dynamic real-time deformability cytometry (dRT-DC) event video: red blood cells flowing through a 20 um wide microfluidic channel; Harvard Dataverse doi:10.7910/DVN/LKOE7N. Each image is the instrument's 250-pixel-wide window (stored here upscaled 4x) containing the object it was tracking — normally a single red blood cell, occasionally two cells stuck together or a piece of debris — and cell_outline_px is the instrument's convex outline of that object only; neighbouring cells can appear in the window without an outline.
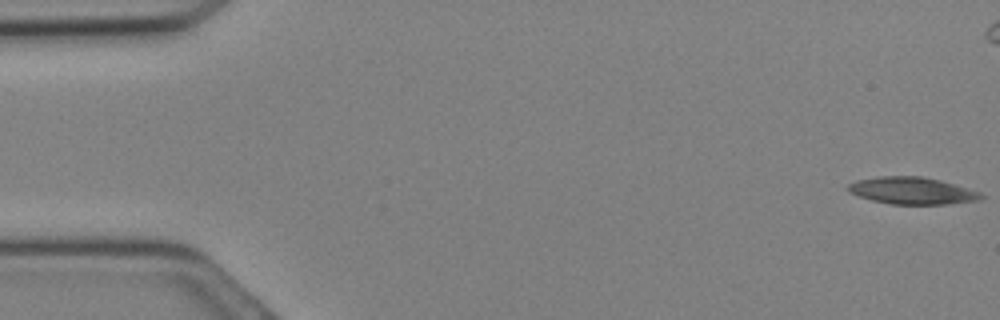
{"species": "Egyptian fruit bat (a non-hibernating species)", "species_latin": "Rousettus aegyptiacus", "temperature_condition": "cold", "stored_images_in_passage": 7, "camera_frame_rate_fps": 3000, "um_per_image_px": 0.085, "animal": {"sex": "female"}, "frame": {"image": 1, "passage_image": 1, "time_ms": 0.0, "image_size_px": [1000, 320], "cell_outline_px": [[984, 196], [980, 200], [948, 204], [892, 204], [872, 200], [848, 192], [848, 184], [856, 180], [880, 176], [924, 176], [940, 180], [980, 192]], "centroid_in_image_um": [77.53, 16.2], "position_along_channel_um": 7.5, "area_um2": 20.87}}